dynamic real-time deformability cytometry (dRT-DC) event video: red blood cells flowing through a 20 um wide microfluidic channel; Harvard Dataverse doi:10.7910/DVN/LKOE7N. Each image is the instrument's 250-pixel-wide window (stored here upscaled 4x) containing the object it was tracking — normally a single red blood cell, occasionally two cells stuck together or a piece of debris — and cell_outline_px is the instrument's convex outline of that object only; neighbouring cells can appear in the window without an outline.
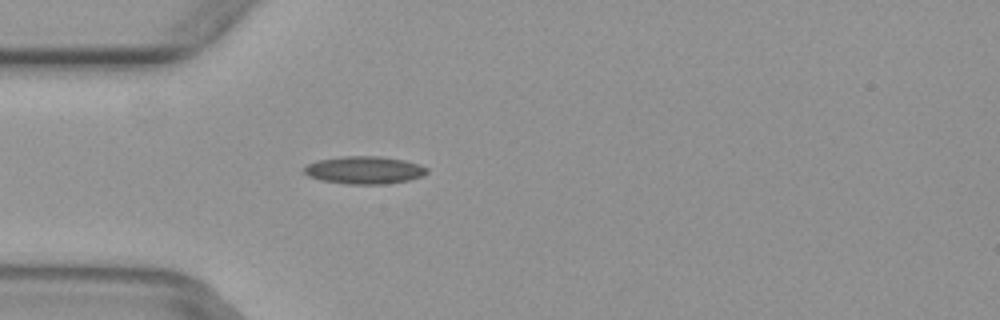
{"species": "common noctule bat (a hibernating species)", "species_latin": "Nyctalus noctula", "temperature_condition": "warm", "stored_images_in_passage": 5, "camera_frame_rate_fps": 3000, "um_per_image_px": 0.085, "animal": {"sex": "female", "body_mass_g": 29.2, "forearm_length_mm": 56.3}, "frame": {"image": 1, "passage_image": 5, "time_ms": 1.333, "image_size_px": [1000, 320], "cell_outline_px": [[428, 172], [424, 176], [408, 180], [384, 184], [348, 184], [320, 180], [308, 176], [304, 172], [304, 168], [308, 164], [316, 160], [344, 156], [380, 156], [404, 160], [420, 164], [428, 168]], "centroid_in_image_um": [30.99, 14.45], "position_along_channel_um": 54.0, "area_um2": 19.88}}